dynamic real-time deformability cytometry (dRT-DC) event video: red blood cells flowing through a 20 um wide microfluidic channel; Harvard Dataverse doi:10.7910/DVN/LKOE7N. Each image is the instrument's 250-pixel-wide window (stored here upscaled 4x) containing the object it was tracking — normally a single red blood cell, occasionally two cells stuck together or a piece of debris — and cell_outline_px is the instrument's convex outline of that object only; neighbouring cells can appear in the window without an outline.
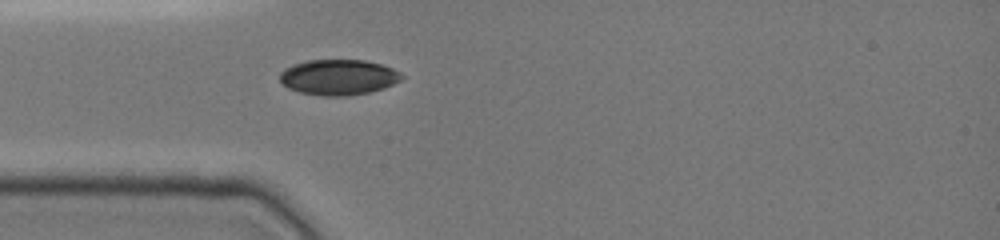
{"species": "common noctule bat (a hibernating species)", "species_latin": "Nyctalus noctula", "temperature_condition": "cold", "stored_images_in_passage": 3, "camera_frame_rate_fps": 3000, "um_per_image_px": 0.085, "animal": {"sex": "female", "body_mass_g": 19.0, "forearm_length_mm": 51.5}, "frame": {"image": 1, "passage_image": 1, "time_ms": 0.0, "image_size_px": [1000, 240], "cell_outline_px": [[404, 76], [400, 80], [392, 84], [368, 92], [344, 96], [324, 96], [300, 92], [288, 88], [280, 80], [280, 72], [284, 68], [292, 64], [308, 60], [364, 60], [380, 64], [392, 68]], "centroid_in_image_um": [28.72, 6.55], "position_along_channel_um": 56.3, "area_um2": 24.97}}